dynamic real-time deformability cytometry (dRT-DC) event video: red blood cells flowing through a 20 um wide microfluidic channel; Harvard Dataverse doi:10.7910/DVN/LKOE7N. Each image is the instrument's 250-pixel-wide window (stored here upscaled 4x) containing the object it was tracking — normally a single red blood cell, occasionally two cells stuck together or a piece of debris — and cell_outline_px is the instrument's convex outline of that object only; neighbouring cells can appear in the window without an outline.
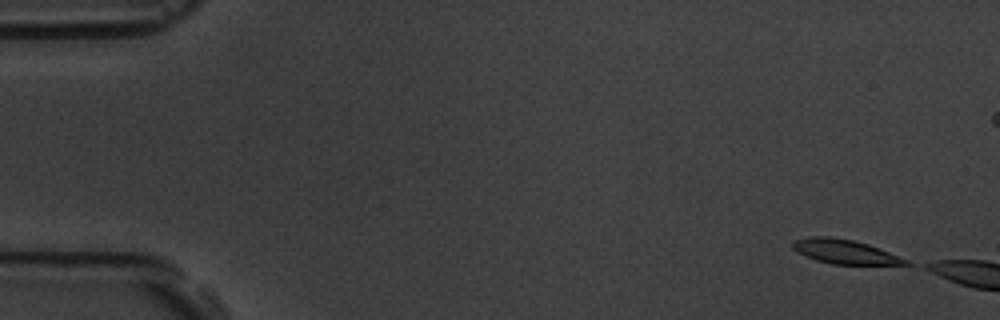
{"species": "common noctule bat (a hibernating species)", "species_latin": "Nyctalus noctula", "temperature_condition": "room temperature", "stored_images_in_passage": 2, "camera_frame_rate_fps": 3000, "um_per_image_px": 0.085, "animal": {"sex": "male", "body_mass_g": 19.5, "forearm_length_mm": 54.6}, "frame": {"image": 1, "passage_image": 1, "time_ms": 0.0, "image_size_px": [1000, 320], "cell_outline_px": [[916, 264], [832, 264], [816, 260], [804, 256], [792, 248], [792, 240], [808, 236], [828, 236], [852, 240], [868, 244], [880, 248], [908, 260]], "centroid_in_image_um": [71.77, 21.38], "position_along_channel_um": 13.2, "area_um2": 16.01}}